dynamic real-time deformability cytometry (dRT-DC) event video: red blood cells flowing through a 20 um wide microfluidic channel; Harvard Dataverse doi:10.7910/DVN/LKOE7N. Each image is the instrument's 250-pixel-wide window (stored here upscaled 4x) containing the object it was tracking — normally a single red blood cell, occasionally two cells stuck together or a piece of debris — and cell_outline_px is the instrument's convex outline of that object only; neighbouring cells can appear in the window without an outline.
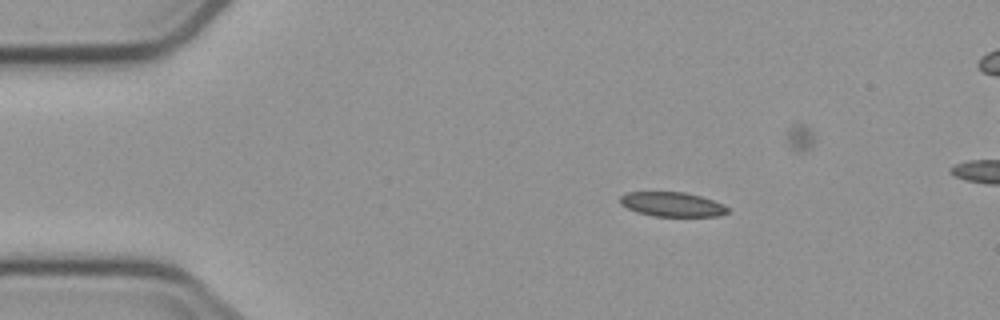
{"species": "common noctule bat (a hibernating species)", "species_latin": "Nyctalus noctula", "temperature_condition": "cold", "stored_images_in_passage": 4, "camera_frame_rate_fps": 3000, "um_per_image_px": 0.085, "animal": {"sex": "male", "body_mass_g": 23.1, "forearm_length_mm": 52.7}, "frame": {"image": 1, "passage_image": 1, "time_ms": 0.0, "image_size_px": [1000, 320], "cell_outline_px": [[728, 212], [716, 216], [652, 216], [636, 212], [620, 204], [620, 196], [628, 192], [684, 192], [700, 196], [724, 204], [728, 208]], "centroid_in_image_um": [57.11, 17.37], "position_along_channel_um": 27.9, "area_um2": 15.26}}